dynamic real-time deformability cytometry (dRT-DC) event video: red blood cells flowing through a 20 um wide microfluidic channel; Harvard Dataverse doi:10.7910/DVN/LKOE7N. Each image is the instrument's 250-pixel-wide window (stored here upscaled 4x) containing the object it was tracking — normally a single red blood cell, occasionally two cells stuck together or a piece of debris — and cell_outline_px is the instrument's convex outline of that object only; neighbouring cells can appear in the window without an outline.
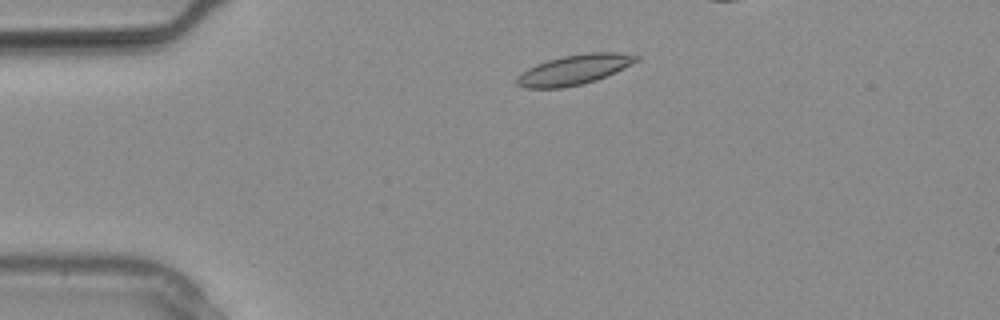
{"species": "common noctule bat (a hibernating species)", "species_latin": "Nyctalus noctula", "temperature_condition": "warm", "stored_images_in_passage": 9, "camera_frame_rate_fps": 3000, "um_per_image_px": 0.085, "animal": {"sex": "male", "body_mass_g": 20.4}, "frame": {"image": 1, "passage_image": 3, "time_ms": 0.667, "image_size_px": [1000, 320], "cell_outline_px": [[640, 60], [624, 68], [596, 80], [580, 84], [560, 88], [524, 88], [516, 84], [516, 76], [528, 68], [536, 64], [548, 60], [564, 56], [588, 52], [620, 52], [640, 56]], "centroid_in_image_um": [48.81, 5.91], "position_along_channel_um": 36.2, "area_um2": 20.81}}